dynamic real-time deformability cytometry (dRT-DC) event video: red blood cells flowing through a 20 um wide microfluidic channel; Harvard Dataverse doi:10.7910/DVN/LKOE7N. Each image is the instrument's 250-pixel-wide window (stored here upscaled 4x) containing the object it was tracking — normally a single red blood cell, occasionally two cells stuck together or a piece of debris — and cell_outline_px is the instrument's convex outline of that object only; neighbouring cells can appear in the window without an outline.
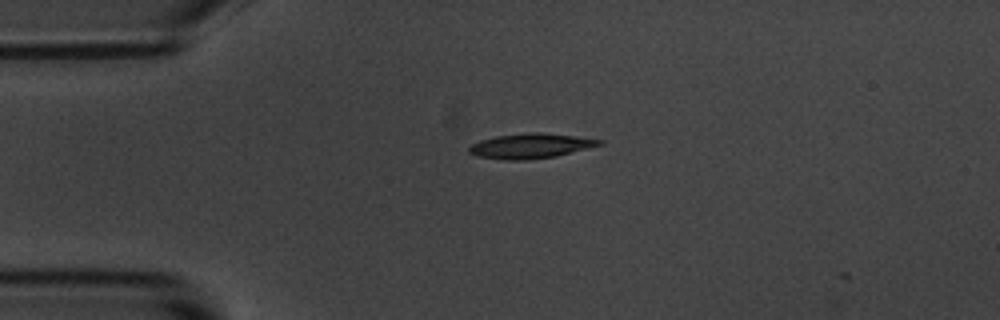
{"species": "common noctule bat (a hibernating species)", "species_latin": "Nyctalus noctula", "temperature_condition": "room temperature", "stored_images_in_passage": 5, "camera_frame_rate_fps": 3000, "um_per_image_px": 0.085, "animal": {"sex": "male", "body_mass_g": 20.1, "forearm_length_mm": 53.5}, "frame": {"image": 1, "passage_image": 1, "time_ms": 0.0, "image_size_px": [1000, 320], "cell_outline_px": [[604, 144], [556, 156], [524, 160], [504, 160], [476, 156], [468, 152], [468, 148], [472, 144], [480, 140], [496, 136], [532, 132], [540, 132], [604, 140]], "centroid_in_image_um": [45.08, 12.41], "position_along_channel_um": 39.9, "area_um2": 18.79}}